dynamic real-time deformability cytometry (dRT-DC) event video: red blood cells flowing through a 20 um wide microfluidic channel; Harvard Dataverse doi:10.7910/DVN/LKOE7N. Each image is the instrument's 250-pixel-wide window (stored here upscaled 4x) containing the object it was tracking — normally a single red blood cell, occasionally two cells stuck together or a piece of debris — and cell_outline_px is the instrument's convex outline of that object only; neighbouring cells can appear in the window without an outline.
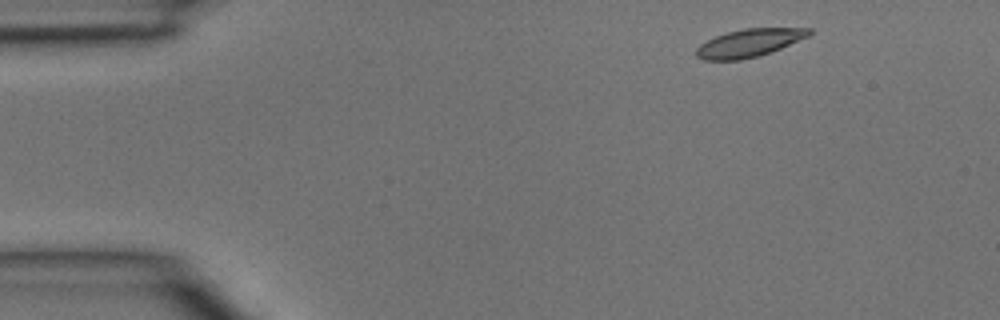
{"species": "common noctule bat (a hibernating species)", "species_latin": "Nyctalus noctula", "temperature_condition": "room temperature", "stored_images_in_passage": 3, "camera_frame_rate_fps": 3000, "um_per_image_px": 0.085, "animal": {"sex": "male", "body_mass_g": 15.6}, "frame": {"image": 1, "passage_image": 1, "time_ms": 0.0, "image_size_px": [1000, 320], "cell_outline_px": [[812, 32], [808, 36], [772, 52], [740, 60], [704, 60], [696, 56], [696, 48], [700, 44], [716, 36], [728, 32], [744, 28], [812, 28]], "centroid_in_image_um": [63.68, 3.65], "position_along_channel_um": 21.3, "area_um2": 18.21}}